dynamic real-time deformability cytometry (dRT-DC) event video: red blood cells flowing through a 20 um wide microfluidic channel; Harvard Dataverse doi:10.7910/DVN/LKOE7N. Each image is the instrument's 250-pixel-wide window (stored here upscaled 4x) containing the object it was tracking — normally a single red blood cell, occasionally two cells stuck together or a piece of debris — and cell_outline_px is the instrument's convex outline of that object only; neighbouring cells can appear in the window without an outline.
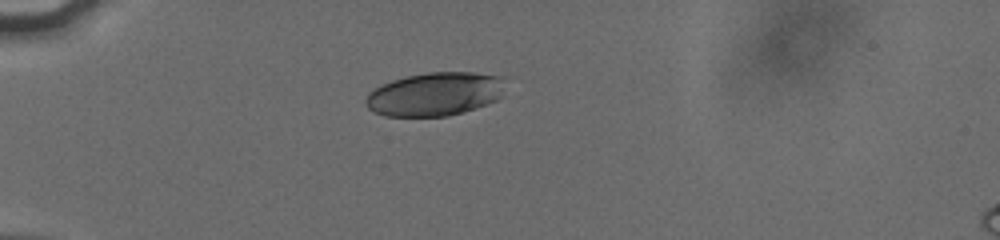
{"species": "human", "species_latin": "Homo sapiens", "temperature_condition": "cold", "stored_images_in_passage": 40, "camera_frame_rate_fps": 3000, "um_per_image_px": 0.085, "donor": {"sex": "male"}, "frame": {"image": 1, "passage_image": 1, "time_ms": 0.0, "image_size_px": [1000, 240], "cell_outline_px": [[500, 96], [496, 100], [448, 116], [384, 116], [368, 108], [364, 100], [368, 92], [392, 80], [408, 76], [432, 72], [472, 72], [500, 76]], "centroid_in_image_um": [36.88, 8.0], "position_along_channel_um": 48.1, "area_um2": 34.56}}
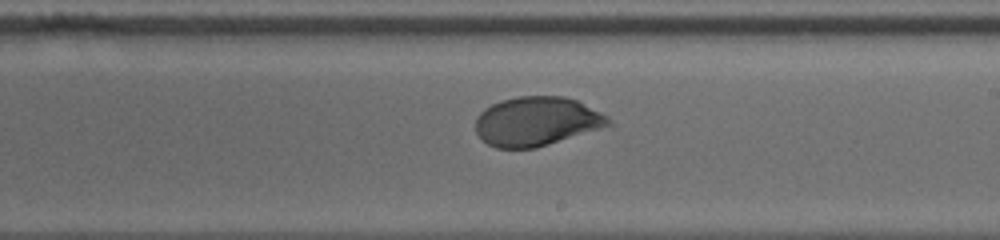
{"frame": {"image": 2, "passage_image": 19, "time_ms": 6.0, "image_size_px": [1000, 240], "cell_outline_px": [[612, 124], [600, 128], [536, 148], [496, 148], [488, 144], [476, 132], [476, 116], [484, 108], [500, 100], [516, 96], [564, 96], [576, 100], [608, 116]], "centroid_in_image_um": [45.58, 10.3], "position_along_channel_um": 243.4, "area_um2": 37.86}}
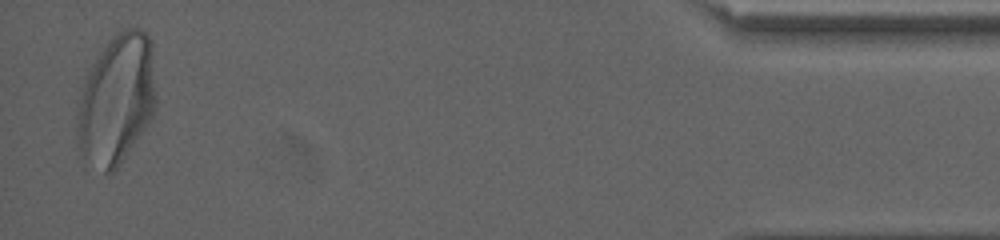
{"frame": {"image": 3, "passage_image": 39, "time_ms": 12.667, "image_size_px": [1000, 240], "cell_outline_px": [[156, 108], [152, 116], [120, 164], [112, 172], [104, 172], [80, 152], [80, 104], [84, 76], [96, 56], [108, 40], [116, 32], [124, 28], [140, 28], [152, 40], [156, 96]], "centroid_in_image_um": [9.97, 8.34], "position_along_channel_um": 425.2, "area_um2": 58.9}, "authors_computed_cell_mechanics": {"area_um2": 38.2058, "velocity_mm_per_s": 3.7997, "shape_relaxation_time_tau1_ms": 3.7637, "shape_relaxation_time_tau2_ms": null, "deformation_change_tau1": 0.1372, "deformation_change_tau2": null}}